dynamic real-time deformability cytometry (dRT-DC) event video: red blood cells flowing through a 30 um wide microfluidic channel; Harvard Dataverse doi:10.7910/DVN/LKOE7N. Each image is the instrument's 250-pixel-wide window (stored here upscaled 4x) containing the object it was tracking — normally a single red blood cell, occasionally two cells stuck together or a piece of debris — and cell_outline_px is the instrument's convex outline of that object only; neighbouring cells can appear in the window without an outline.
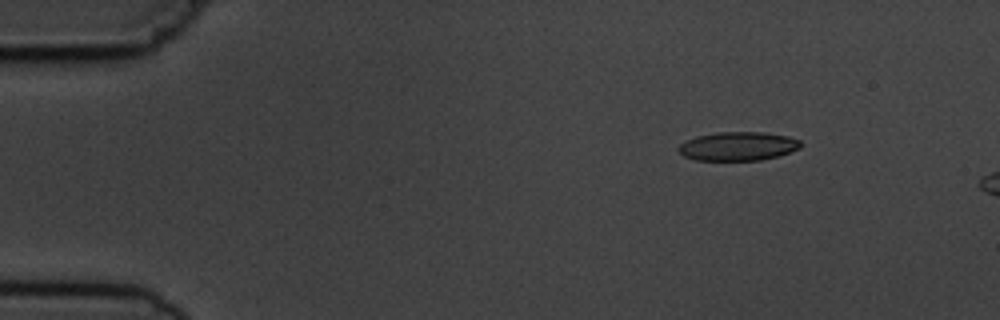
{"species": "common noctule bat (a hibernating species)", "species_latin": "Nyctalus noctula", "temperature_condition": "cold", "stored_images_in_passage": 4, "camera_frame_rate_fps": 3000, "um_per_image_px": 0.085, "animal": {"sex": "male", "body_mass_g": 19.5, "forearm_length_mm": 54.6}, "frame": {"image": 1, "passage_image": 2, "time_ms": 2.0, "image_size_px": [1000, 320], "cell_outline_px": [[804, 144], [800, 148], [780, 156], [760, 160], [696, 160], [684, 156], [676, 148], [680, 144], [696, 136], [716, 132], [764, 132], [788, 136], [800, 140]], "centroid_in_image_um": [62.77, 12.43], "position_along_channel_um": 22.2, "area_um2": 20.63}}